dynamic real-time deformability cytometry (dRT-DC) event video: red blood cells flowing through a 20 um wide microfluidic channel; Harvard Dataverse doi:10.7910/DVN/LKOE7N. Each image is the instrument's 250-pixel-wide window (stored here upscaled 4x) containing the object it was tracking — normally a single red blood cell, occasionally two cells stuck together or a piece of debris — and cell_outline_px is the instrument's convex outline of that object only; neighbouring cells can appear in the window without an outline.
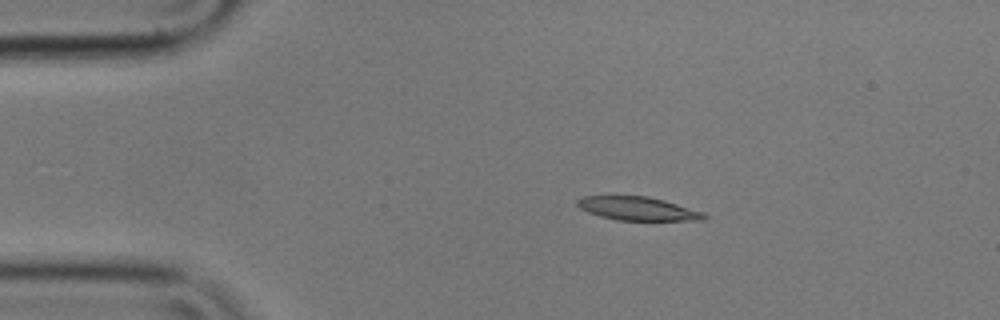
{"species": "common noctule bat (a hibernating species)", "species_latin": "Nyctalus noctula", "temperature_condition": "cold", "stored_images_in_passage": 7, "camera_frame_rate_fps": 3000, "um_per_image_px": 0.085, "animal": {"sex": "male", "body_mass_g": 17.9}, "frame": {"image": 1, "passage_image": 2, "time_ms": 0.333, "image_size_px": [1000, 320], "cell_outline_px": [[708, 216], [704, 220], [616, 220], [600, 216], [588, 212], [580, 208], [576, 204], [576, 200], [584, 196], [648, 196], [664, 200], [704, 212]], "centroid_in_image_um": [54.21, 17.73], "position_along_channel_um": 30.8, "area_um2": 17.34}}
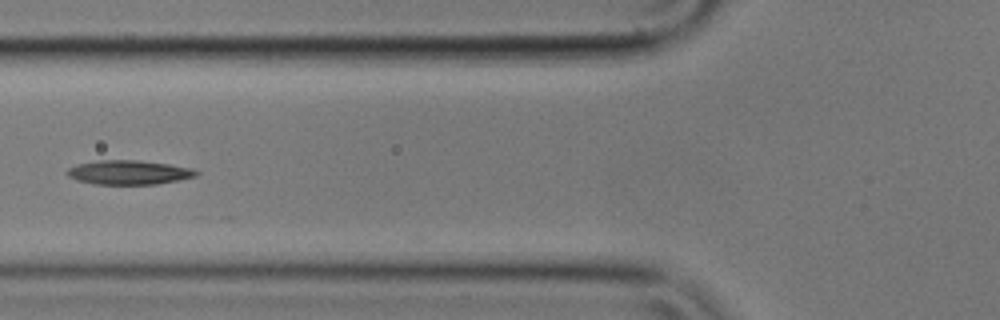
{"frame": {"image": 2, "passage_image": 5, "time_ms": 1.333, "image_size_px": [1000, 320], "cell_outline_px": [[200, 172], [196, 176], [180, 180], [156, 184], [92, 184], [76, 180], [68, 176], [64, 172], [68, 168], [76, 164], [96, 160], [136, 160], [168, 164], [192, 168]], "centroid_in_image_um": [10.91, 14.65], "position_along_channel_um": 114.9, "area_um2": 18.38}}
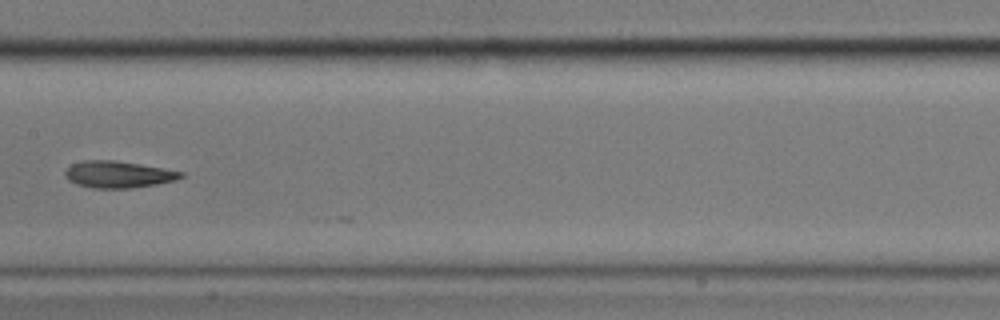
{"frame": {"image": 3, "passage_image": 7, "time_ms": 2.0, "image_size_px": [1000, 320], "cell_outline_px": [[184, 176], [176, 180], [156, 184], [132, 188], [92, 188], [76, 184], [68, 180], [64, 176], [64, 172], [72, 164], [84, 160], [112, 160], [140, 164], [184, 172]], "centroid_in_image_um": [10.03, 14.83], "position_along_channel_um": 197.4, "area_um2": 18.03}}